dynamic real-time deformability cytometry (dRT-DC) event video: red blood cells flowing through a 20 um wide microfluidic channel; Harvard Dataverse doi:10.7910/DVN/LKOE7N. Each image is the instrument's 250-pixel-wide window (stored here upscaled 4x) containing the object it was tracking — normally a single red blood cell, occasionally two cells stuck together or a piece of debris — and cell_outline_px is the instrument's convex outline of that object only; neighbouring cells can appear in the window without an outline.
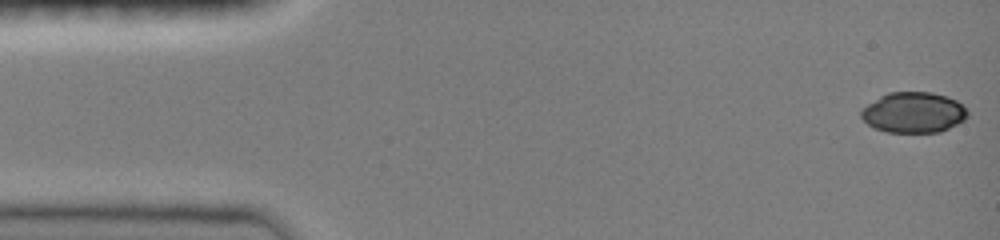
{"species": "common noctule bat (a hibernating species)", "species_latin": "Nyctalus noctula", "temperature_condition": "room temperature", "stored_images_in_passage": 47, "camera_frame_rate_fps": 3000, "um_per_image_px": 0.085, "animal": {"sex": "female", "body_mass_g": 19.0, "forearm_length_mm": 51.5}, "frame": {"image": 1, "passage_image": 1, "time_ms": 0.0, "image_size_px": [1000, 240], "cell_outline_px": [[968, 116], [964, 120], [940, 132], [888, 132], [876, 128], [868, 124], [860, 116], [860, 112], [868, 104], [880, 96], [888, 92], [932, 92], [948, 96], [956, 100], [968, 112]], "centroid_in_image_um": [77.66, 9.55], "position_along_channel_um": 7.3, "area_um2": 25.03}}
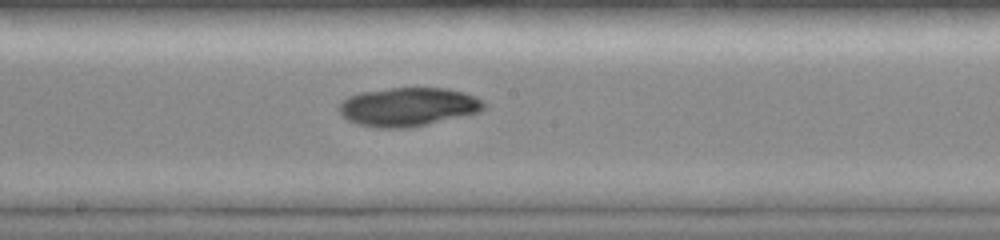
{"frame": {"image": 2, "passage_image": 25, "time_ms": 8.0, "image_size_px": [1000, 240], "cell_outline_px": [[488, 104], [480, 112], [408, 128], [376, 128], [360, 124], [348, 120], [340, 116], [340, 104], [348, 96], [360, 92], [388, 88], [448, 88], [464, 92], [476, 96], [484, 100]], "centroid_in_image_um": [34.72, 9.07], "position_along_channel_um": 213.5, "area_um2": 32.77}}
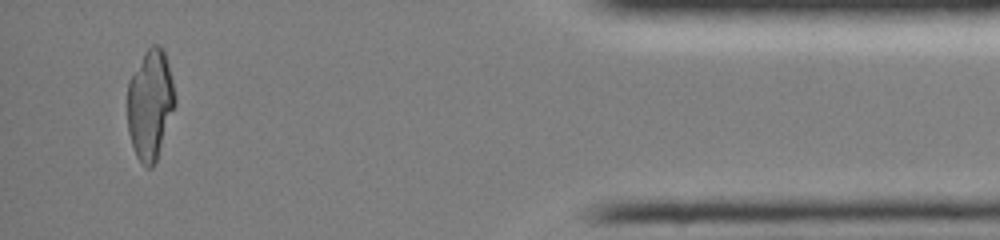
{"frame": {"image": 3, "passage_image": 44, "time_ms": 14.333, "image_size_px": [1000, 240], "cell_outline_px": [[176, 104], [156, 160], [152, 168], [144, 168], [136, 156], [128, 132], [128, 80], [144, 52], [152, 44], [156, 44], [164, 48], [172, 80], [176, 100]], "centroid_in_image_um": [12.76, 8.87], "position_along_channel_um": 422.4, "area_um2": 30.58}}